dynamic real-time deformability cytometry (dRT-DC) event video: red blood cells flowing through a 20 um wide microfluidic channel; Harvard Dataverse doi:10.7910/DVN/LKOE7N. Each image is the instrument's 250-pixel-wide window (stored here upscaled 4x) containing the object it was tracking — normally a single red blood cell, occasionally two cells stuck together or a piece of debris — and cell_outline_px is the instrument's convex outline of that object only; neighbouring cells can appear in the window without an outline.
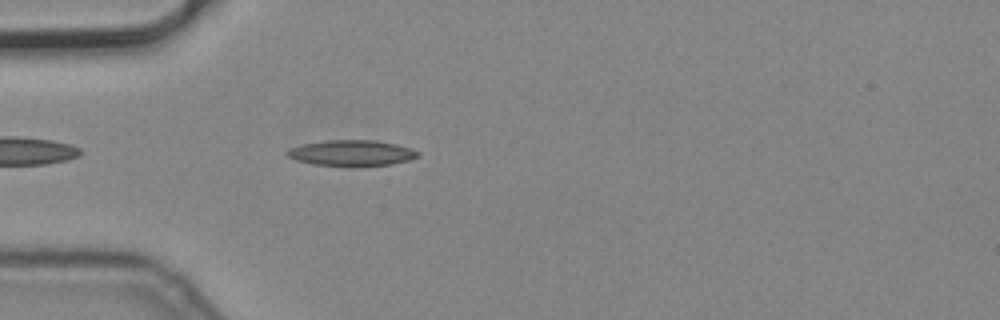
{"species": "common noctule bat (a hibernating species)", "species_latin": "Nyctalus noctula", "temperature_condition": "cold", "stored_images_in_passage": 1, "camera_frame_rate_fps": 3000, "um_per_image_px": 0.085, "animal": {"sex": "male", "body_mass_g": 19.2, "forearm_length_mm": 51.8}, "frame": {"image": 1, "passage_image": 1, "time_ms": 0.0, "image_size_px": [1000, 320], "cell_outline_px": [[420, 156], [408, 160], [392, 164], [316, 164], [296, 160], [288, 156], [284, 152], [288, 148], [304, 144], [324, 140], [376, 140], [396, 144], [412, 148], [420, 152]], "centroid_in_image_um": [29.9, 12.96], "position_along_channel_um": 55.1, "area_um2": 19.07}}